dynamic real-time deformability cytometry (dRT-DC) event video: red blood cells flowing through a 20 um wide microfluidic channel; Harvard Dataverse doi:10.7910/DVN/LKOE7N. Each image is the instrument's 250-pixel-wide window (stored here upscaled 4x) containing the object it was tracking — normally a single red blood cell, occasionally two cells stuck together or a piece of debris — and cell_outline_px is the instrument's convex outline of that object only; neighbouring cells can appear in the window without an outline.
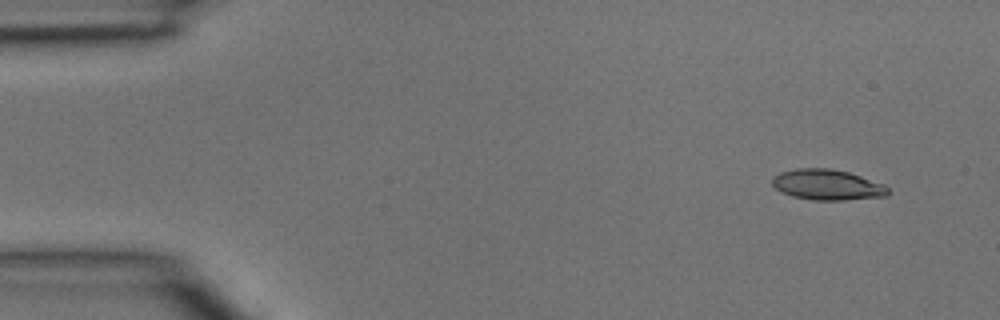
{"species": "common noctule bat (a hibernating species)", "species_latin": "Nyctalus noctula", "temperature_condition": "room temperature", "stored_images_in_passage": 3, "camera_frame_rate_fps": 3000, "um_per_image_px": 0.085, "animal": {"sex": "male", "body_mass_g": 15.6}, "frame": {"image": 1, "passage_image": 1, "time_ms": 0.0, "image_size_px": [1000, 320], "cell_outline_px": [[888, 196], [844, 200], [812, 200], [792, 196], [780, 192], [772, 184], [772, 176], [780, 172], [796, 168], [828, 168], [848, 172], [884, 184], [888, 188]], "centroid_in_image_um": [70.29, 15.7], "position_along_channel_um": 14.7, "area_um2": 20.69}}